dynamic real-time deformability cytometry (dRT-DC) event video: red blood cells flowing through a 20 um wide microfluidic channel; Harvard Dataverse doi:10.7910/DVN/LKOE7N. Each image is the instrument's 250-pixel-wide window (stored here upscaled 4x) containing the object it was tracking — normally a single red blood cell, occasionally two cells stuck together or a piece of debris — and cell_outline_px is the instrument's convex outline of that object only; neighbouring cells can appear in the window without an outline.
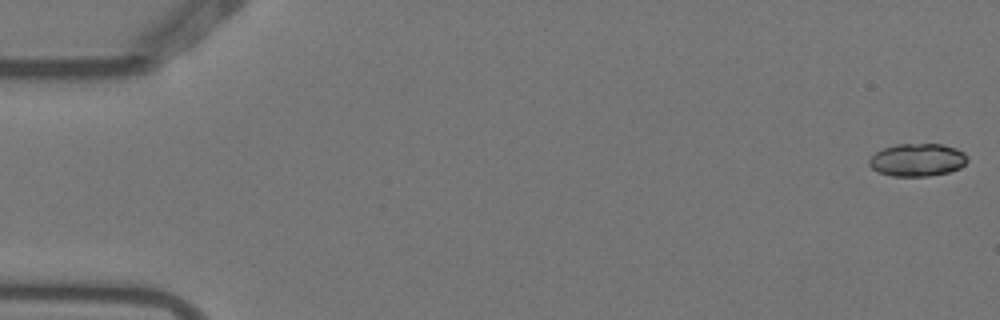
{"species": "Egyptian fruit bat (a non-hibernating species)", "species_latin": "Rousettus aegyptiacus", "temperature_condition": "warm", "stored_images_in_passage": 5, "camera_frame_rate_fps": 3000, "um_per_image_px": 0.085, "animal": {"sex": "female"}, "frame": {"image": 1, "passage_image": 1, "time_ms": 0.0, "image_size_px": [1000, 320], "cell_outline_px": [[968, 160], [960, 168], [948, 172], [928, 176], [892, 176], [880, 172], [872, 168], [868, 164], [868, 160], [876, 152], [884, 148], [896, 144], [940, 144], [956, 148], [964, 152], [968, 156]], "centroid_in_image_um": [77.99, 13.59], "position_along_channel_um": 7.0, "area_um2": 18.73}}
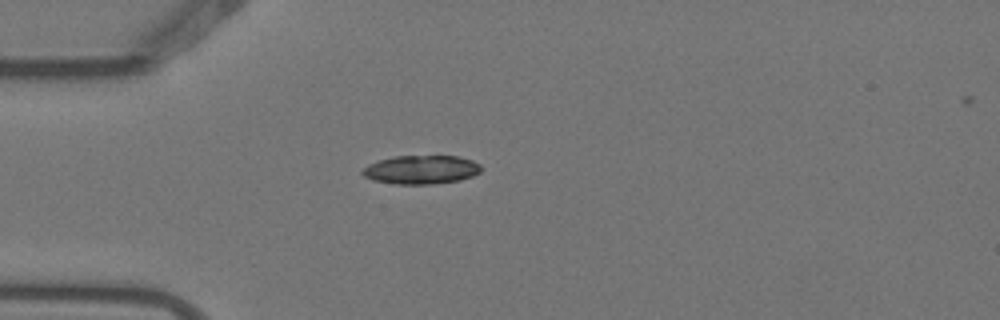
{"frame": {"image": 2, "passage_image": 5, "time_ms": 1.333, "image_size_px": [1000, 320], "cell_outline_px": [[480, 172], [472, 176], [460, 180], [432, 184], [396, 184], [372, 180], [364, 176], [360, 172], [368, 164], [392, 156], [456, 156], [472, 160], [480, 164]], "centroid_in_image_um": [35.78, 14.42], "position_along_channel_um": 49.2, "area_um2": 19.83}}